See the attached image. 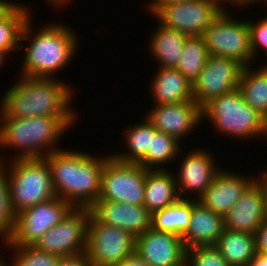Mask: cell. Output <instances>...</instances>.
<instances>
[{"instance_id":"cell-15","label":"cell","mask_w":267,"mask_h":266,"mask_svg":"<svg viewBox=\"0 0 267 266\" xmlns=\"http://www.w3.org/2000/svg\"><path fill=\"white\" fill-rule=\"evenodd\" d=\"M152 109V110H151ZM145 115L157 131L175 137L178 141L201 124L202 108L195 100L166 105H155Z\"/></svg>"},{"instance_id":"cell-21","label":"cell","mask_w":267,"mask_h":266,"mask_svg":"<svg viewBox=\"0 0 267 266\" xmlns=\"http://www.w3.org/2000/svg\"><path fill=\"white\" fill-rule=\"evenodd\" d=\"M160 68V69H159ZM152 79V94L156 105L182 103L194 100L192 83L176 68L158 67Z\"/></svg>"},{"instance_id":"cell-27","label":"cell","mask_w":267,"mask_h":266,"mask_svg":"<svg viewBox=\"0 0 267 266\" xmlns=\"http://www.w3.org/2000/svg\"><path fill=\"white\" fill-rule=\"evenodd\" d=\"M29 14L28 7L15 3L0 17V51L9 55L13 50L24 49L20 38Z\"/></svg>"},{"instance_id":"cell-5","label":"cell","mask_w":267,"mask_h":266,"mask_svg":"<svg viewBox=\"0 0 267 266\" xmlns=\"http://www.w3.org/2000/svg\"><path fill=\"white\" fill-rule=\"evenodd\" d=\"M11 160L8 169H4L3 162L2 170L8 180L10 204L15 215L57 197L45 157Z\"/></svg>"},{"instance_id":"cell-37","label":"cell","mask_w":267,"mask_h":266,"mask_svg":"<svg viewBox=\"0 0 267 266\" xmlns=\"http://www.w3.org/2000/svg\"><path fill=\"white\" fill-rule=\"evenodd\" d=\"M116 266H150L135 250L131 255L127 256L122 262Z\"/></svg>"},{"instance_id":"cell-2","label":"cell","mask_w":267,"mask_h":266,"mask_svg":"<svg viewBox=\"0 0 267 266\" xmlns=\"http://www.w3.org/2000/svg\"><path fill=\"white\" fill-rule=\"evenodd\" d=\"M110 156L97 159L88 153L63 149L50 153L45 159L56 196L74 208H90L99 199L103 168Z\"/></svg>"},{"instance_id":"cell-13","label":"cell","mask_w":267,"mask_h":266,"mask_svg":"<svg viewBox=\"0 0 267 266\" xmlns=\"http://www.w3.org/2000/svg\"><path fill=\"white\" fill-rule=\"evenodd\" d=\"M244 67L233 58L209 56L200 75L192 83L194 100L202 108L211 99L237 89Z\"/></svg>"},{"instance_id":"cell-47","label":"cell","mask_w":267,"mask_h":266,"mask_svg":"<svg viewBox=\"0 0 267 266\" xmlns=\"http://www.w3.org/2000/svg\"><path fill=\"white\" fill-rule=\"evenodd\" d=\"M266 134H267V117L265 118Z\"/></svg>"},{"instance_id":"cell-9","label":"cell","mask_w":267,"mask_h":266,"mask_svg":"<svg viewBox=\"0 0 267 266\" xmlns=\"http://www.w3.org/2000/svg\"><path fill=\"white\" fill-rule=\"evenodd\" d=\"M74 207L59 197L39 203L15 215L13 232L5 245L34 246L42 235L60 223Z\"/></svg>"},{"instance_id":"cell-4","label":"cell","mask_w":267,"mask_h":266,"mask_svg":"<svg viewBox=\"0 0 267 266\" xmlns=\"http://www.w3.org/2000/svg\"><path fill=\"white\" fill-rule=\"evenodd\" d=\"M0 123V147L19 150L18 155L12 156L15 160L46 157L58 151V148L54 149V145L66 129L67 131L69 129L58 116L29 118L0 116Z\"/></svg>"},{"instance_id":"cell-46","label":"cell","mask_w":267,"mask_h":266,"mask_svg":"<svg viewBox=\"0 0 267 266\" xmlns=\"http://www.w3.org/2000/svg\"><path fill=\"white\" fill-rule=\"evenodd\" d=\"M0 156H1V155H0ZM2 159H3V156H2V158H0V171L2 170V165H3V163H2L3 160H2Z\"/></svg>"},{"instance_id":"cell-48","label":"cell","mask_w":267,"mask_h":266,"mask_svg":"<svg viewBox=\"0 0 267 266\" xmlns=\"http://www.w3.org/2000/svg\"><path fill=\"white\" fill-rule=\"evenodd\" d=\"M267 180V172L262 175Z\"/></svg>"},{"instance_id":"cell-7","label":"cell","mask_w":267,"mask_h":266,"mask_svg":"<svg viewBox=\"0 0 267 266\" xmlns=\"http://www.w3.org/2000/svg\"><path fill=\"white\" fill-rule=\"evenodd\" d=\"M224 9L202 35L209 56L238 60L250 66L253 60L248 21L233 20Z\"/></svg>"},{"instance_id":"cell-40","label":"cell","mask_w":267,"mask_h":266,"mask_svg":"<svg viewBox=\"0 0 267 266\" xmlns=\"http://www.w3.org/2000/svg\"><path fill=\"white\" fill-rule=\"evenodd\" d=\"M249 266H267V254L257 253Z\"/></svg>"},{"instance_id":"cell-20","label":"cell","mask_w":267,"mask_h":266,"mask_svg":"<svg viewBox=\"0 0 267 266\" xmlns=\"http://www.w3.org/2000/svg\"><path fill=\"white\" fill-rule=\"evenodd\" d=\"M223 230V216L207 209L201 202L193 198L189 226L181 237L185 249L215 246Z\"/></svg>"},{"instance_id":"cell-41","label":"cell","mask_w":267,"mask_h":266,"mask_svg":"<svg viewBox=\"0 0 267 266\" xmlns=\"http://www.w3.org/2000/svg\"><path fill=\"white\" fill-rule=\"evenodd\" d=\"M15 3L0 0V17L3 16Z\"/></svg>"},{"instance_id":"cell-39","label":"cell","mask_w":267,"mask_h":266,"mask_svg":"<svg viewBox=\"0 0 267 266\" xmlns=\"http://www.w3.org/2000/svg\"><path fill=\"white\" fill-rule=\"evenodd\" d=\"M223 1V2H222ZM259 1H265V3H266V0H218V2H219V4L221 5V7L224 9V8H226V7H223V4L225 5V2H226V5H227V3H229V4H233V5H250V4H253V3H257V2H259ZM236 3V4H235Z\"/></svg>"},{"instance_id":"cell-42","label":"cell","mask_w":267,"mask_h":266,"mask_svg":"<svg viewBox=\"0 0 267 266\" xmlns=\"http://www.w3.org/2000/svg\"><path fill=\"white\" fill-rule=\"evenodd\" d=\"M264 218L267 220V180L263 177Z\"/></svg>"},{"instance_id":"cell-14","label":"cell","mask_w":267,"mask_h":266,"mask_svg":"<svg viewBox=\"0 0 267 266\" xmlns=\"http://www.w3.org/2000/svg\"><path fill=\"white\" fill-rule=\"evenodd\" d=\"M135 250L150 266H185L186 249L182 238L174 233L150 227L136 237Z\"/></svg>"},{"instance_id":"cell-31","label":"cell","mask_w":267,"mask_h":266,"mask_svg":"<svg viewBox=\"0 0 267 266\" xmlns=\"http://www.w3.org/2000/svg\"><path fill=\"white\" fill-rule=\"evenodd\" d=\"M15 250L12 266H55L59 257L35 246H11ZM18 252V253H17Z\"/></svg>"},{"instance_id":"cell-36","label":"cell","mask_w":267,"mask_h":266,"mask_svg":"<svg viewBox=\"0 0 267 266\" xmlns=\"http://www.w3.org/2000/svg\"><path fill=\"white\" fill-rule=\"evenodd\" d=\"M55 266H92V263L86 257V254L61 257Z\"/></svg>"},{"instance_id":"cell-23","label":"cell","mask_w":267,"mask_h":266,"mask_svg":"<svg viewBox=\"0 0 267 266\" xmlns=\"http://www.w3.org/2000/svg\"><path fill=\"white\" fill-rule=\"evenodd\" d=\"M215 247L230 266H249L257 255L255 234L225 229Z\"/></svg>"},{"instance_id":"cell-45","label":"cell","mask_w":267,"mask_h":266,"mask_svg":"<svg viewBox=\"0 0 267 266\" xmlns=\"http://www.w3.org/2000/svg\"><path fill=\"white\" fill-rule=\"evenodd\" d=\"M0 266H9L0 258Z\"/></svg>"},{"instance_id":"cell-17","label":"cell","mask_w":267,"mask_h":266,"mask_svg":"<svg viewBox=\"0 0 267 266\" xmlns=\"http://www.w3.org/2000/svg\"><path fill=\"white\" fill-rule=\"evenodd\" d=\"M213 156L206 150L197 148L190 151L180 164L179 174L175 177L179 198L184 193L194 192L195 200L203 195L215 175L221 170L215 167Z\"/></svg>"},{"instance_id":"cell-38","label":"cell","mask_w":267,"mask_h":266,"mask_svg":"<svg viewBox=\"0 0 267 266\" xmlns=\"http://www.w3.org/2000/svg\"><path fill=\"white\" fill-rule=\"evenodd\" d=\"M181 1H187V0H152V2L148 5V9L151 12V14L153 15V13L160 7L163 5H169L172 3H176V2H181Z\"/></svg>"},{"instance_id":"cell-10","label":"cell","mask_w":267,"mask_h":266,"mask_svg":"<svg viewBox=\"0 0 267 266\" xmlns=\"http://www.w3.org/2000/svg\"><path fill=\"white\" fill-rule=\"evenodd\" d=\"M147 170L139 163H124L111 155L105 161L98 200L143 205Z\"/></svg>"},{"instance_id":"cell-22","label":"cell","mask_w":267,"mask_h":266,"mask_svg":"<svg viewBox=\"0 0 267 266\" xmlns=\"http://www.w3.org/2000/svg\"><path fill=\"white\" fill-rule=\"evenodd\" d=\"M174 174L168 169H148L145 176L144 206L153 214L178 199Z\"/></svg>"},{"instance_id":"cell-8","label":"cell","mask_w":267,"mask_h":266,"mask_svg":"<svg viewBox=\"0 0 267 266\" xmlns=\"http://www.w3.org/2000/svg\"><path fill=\"white\" fill-rule=\"evenodd\" d=\"M135 246L131 233L105 225L90 214L85 254L92 266H116L135 251Z\"/></svg>"},{"instance_id":"cell-43","label":"cell","mask_w":267,"mask_h":266,"mask_svg":"<svg viewBox=\"0 0 267 266\" xmlns=\"http://www.w3.org/2000/svg\"><path fill=\"white\" fill-rule=\"evenodd\" d=\"M50 1H52V5H55V4H56V5H58V6H59V5H60V6H61V5L63 6V5H66V4L68 5V2H69V0H48V2H50ZM65 3H66V4H65Z\"/></svg>"},{"instance_id":"cell-32","label":"cell","mask_w":267,"mask_h":266,"mask_svg":"<svg viewBox=\"0 0 267 266\" xmlns=\"http://www.w3.org/2000/svg\"><path fill=\"white\" fill-rule=\"evenodd\" d=\"M15 214L10 204L9 185L3 170L0 171V237L7 242L13 232Z\"/></svg>"},{"instance_id":"cell-11","label":"cell","mask_w":267,"mask_h":266,"mask_svg":"<svg viewBox=\"0 0 267 266\" xmlns=\"http://www.w3.org/2000/svg\"><path fill=\"white\" fill-rule=\"evenodd\" d=\"M223 10L218 0H187L160 6L153 14L168 28L202 36Z\"/></svg>"},{"instance_id":"cell-24","label":"cell","mask_w":267,"mask_h":266,"mask_svg":"<svg viewBox=\"0 0 267 266\" xmlns=\"http://www.w3.org/2000/svg\"><path fill=\"white\" fill-rule=\"evenodd\" d=\"M187 37L188 35L181 31L159 24L151 36V43L148 48L156 61L160 62V67L176 68Z\"/></svg>"},{"instance_id":"cell-16","label":"cell","mask_w":267,"mask_h":266,"mask_svg":"<svg viewBox=\"0 0 267 266\" xmlns=\"http://www.w3.org/2000/svg\"><path fill=\"white\" fill-rule=\"evenodd\" d=\"M89 211L97 221L123 229L135 238L151 227L152 214L144 205L97 200Z\"/></svg>"},{"instance_id":"cell-35","label":"cell","mask_w":267,"mask_h":266,"mask_svg":"<svg viewBox=\"0 0 267 266\" xmlns=\"http://www.w3.org/2000/svg\"><path fill=\"white\" fill-rule=\"evenodd\" d=\"M256 250L259 254H267V220L258 227L255 233Z\"/></svg>"},{"instance_id":"cell-12","label":"cell","mask_w":267,"mask_h":266,"mask_svg":"<svg viewBox=\"0 0 267 266\" xmlns=\"http://www.w3.org/2000/svg\"><path fill=\"white\" fill-rule=\"evenodd\" d=\"M89 217V208H73L60 223L46 231L34 246L59 258L84 254Z\"/></svg>"},{"instance_id":"cell-30","label":"cell","mask_w":267,"mask_h":266,"mask_svg":"<svg viewBox=\"0 0 267 266\" xmlns=\"http://www.w3.org/2000/svg\"><path fill=\"white\" fill-rule=\"evenodd\" d=\"M179 144L180 142L175 137L156 131L151 136L147 154L138 163L146 169H166L162 164L165 165L164 163H169L173 159L175 161L179 150L181 152Z\"/></svg>"},{"instance_id":"cell-34","label":"cell","mask_w":267,"mask_h":266,"mask_svg":"<svg viewBox=\"0 0 267 266\" xmlns=\"http://www.w3.org/2000/svg\"><path fill=\"white\" fill-rule=\"evenodd\" d=\"M257 23L255 24L254 22L248 21L253 60H254V57L257 56V53L259 52L258 47H262L263 50H265L264 51L265 56L267 55V17H265L263 20L261 19V21Z\"/></svg>"},{"instance_id":"cell-25","label":"cell","mask_w":267,"mask_h":266,"mask_svg":"<svg viewBox=\"0 0 267 266\" xmlns=\"http://www.w3.org/2000/svg\"><path fill=\"white\" fill-rule=\"evenodd\" d=\"M191 213L192 199L179 198L174 204L152 214L151 227L157 231L170 232L182 237L189 226Z\"/></svg>"},{"instance_id":"cell-26","label":"cell","mask_w":267,"mask_h":266,"mask_svg":"<svg viewBox=\"0 0 267 266\" xmlns=\"http://www.w3.org/2000/svg\"><path fill=\"white\" fill-rule=\"evenodd\" d=\"M245 66L240 76L239 86L245 101L265 118L267 117V64L259 70ZM255 71H253V70Z\"/></svg>"},{"instance_id":"cell-44","label":"cell","mask_w":267,"mask_h":266,"mask_svg":"<svg viewBox=\"0 0 267 266\" xmlns=\"http://www.w3.org/2000/svg\"><path fill=\"white\" fill-rule=\"evenodd\" d=\"M5 57H7V55L4 52L0 51V67L2 66V63L5 62Z\"/></svg>"},{"instance_id":"cell-6","label":"cell","mask_w":267,"mask_h":266,"mask_svg":"<svg viewBox=\"0 0 267 266\" xmlns=\"http://www.w3.org/2000/svg\"><path fill=\"white\" fill-rule=\"evenodd\" d=\"M202 117L209 118L223 135L239 139L267 137L265 117L245 101L239 88L207 102L202 107Z\"/></svg>"},{"instance_id":"cell-1","label":"cell","mask_w":267,"mask_h":266,"mask_svg":"<svg viewBox=\"0 0 267 266\" xmlns=\"http://www.w3.org/2000/svg\"><path fill=\"white\" fill-rule=\"evenodd\" d=\"M54 78L21 75V80L5 91L0 103V116L10 118L58 116L68 127L73 126L77 114L69 105L73 98L72 89Z\"/></svg>"},{"instance_id":"cell-3","label":"cell","mask_w":267,"mask_h":266,"mask_svg":"<svg viewBox=\"0 0 267 266\" xmlns=\"http://www.w3.org/2000/svg\"><path fill=\"white\" fill-rule=\"evenodd\" d=\"M30 19L24 24L20 41L31 39L25 48L22 76L33 78H53V73L62 71L71 62L77 52L78 37L67 25L55 24L39 29L38 34H32Z\"/></svg>"},{"instance_id":"cell-33","label":"cell","mask_w":267,"mask_h":266,"mask_svg":"<svg viewBox=\"0 0 267 266\" xmlns=\"http://www.w3.org/2000/svg\"><path fill=\"white\" fill-rule=\"evenodd\" d=\"M185 266H230L215 246L191 247L186 250Z\"/></svg>"},{"instance_id":"cell-29","label":"cell","mask_w":267,"mask_h":266,"mask_svg":"<svg viewBox=\"0 0 267 266\" xmlns=\"http://www.w3.org/2000/svg\"><path fill=\"white\" fill-rule=\"evenodd\" d=\"M209 58L203 36H188L176 69L191 83L200 75Z\"/></svg>"},{"instance_id":"cell-18","label":"cell","mask_w":267,"mask_h":266,"mask_svg":"<svg viewBox=\"0 0 267 266\" xmlns=\"http://www.w3.org/2000/svg\"><path fill=\"white\" fill-rule=\"evenodd\" d=\"M260 177L224 215L225 229L255 234L263 223L265 218L262 174Z\"/></svg>"},{"instance_id":"cell-19","label":"cell","mask_w":267,"mask_h":266,"mask_svg":"<svg viewBox=\"0 0 267 266\" xmlns=\"http://www.w3.org/2000/svg\"><path fill=\"white\" fill-rule=\"evenodd\" d=\"M257 180L221 169L210 186L198 199L207 209L224 215L240 199L244 192Z\"/></svg>"},{"instance_id":"cell-28","label":"cell","mask_w":267,"mask_h":266,"mask_svg":"<svg viewBox=\"0 0 267 266\" xmlns=\"http://www.w3.org/2000/svg\"><path fill=\"white\" fill-rule=\"evenodd\" d=\"M144 121V122H143ZM142 123L128 127L125 134V141L128 153L113 154L112 156L124 163H138L148 152L151 143V136L157 131L145 117Z\"/></svg>"}]
</instances>
